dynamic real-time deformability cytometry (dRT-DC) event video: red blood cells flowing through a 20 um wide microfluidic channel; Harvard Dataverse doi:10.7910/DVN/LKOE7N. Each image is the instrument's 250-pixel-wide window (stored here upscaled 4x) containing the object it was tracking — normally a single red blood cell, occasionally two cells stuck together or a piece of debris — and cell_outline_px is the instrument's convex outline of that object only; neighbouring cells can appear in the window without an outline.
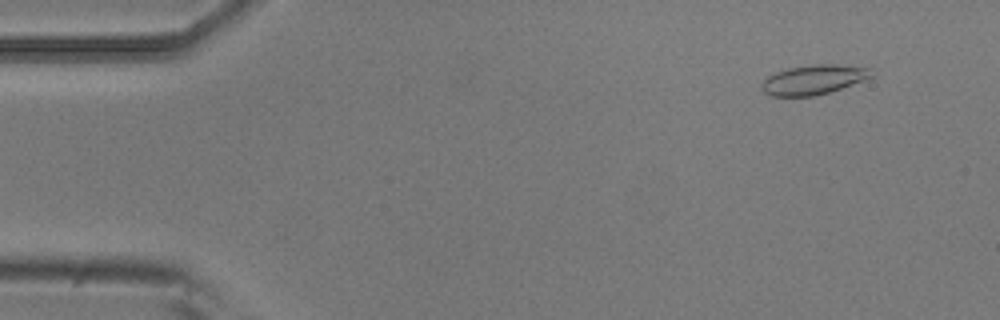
{"species": "common noctule bat (a hibernating species)", "species_latin": "Nyctalus noctula", "temperature_condition": "room temperature", "stored_images_in_passage": 4, "camera_frame_rate_fps": 3000, "um_per_image_px": 0.085, "animal": {"sex": "male", "body_mass_g": 20.5, "forearm_length_mm": 52.5}, "frame": {"image": 1, "passage_image": 2, "time_ms": 0.333, "image_size_px": [1000, 320], "cell_outline_px": [[872, 76], [864, 80], [816, 96], [772, 96], [764, 92], [760, 88], [760, 84], [768, 76], [776, 72], [788, 68], [812, 64], [836, 64], [872, 68]], "centroid_in_image_um": [69.13, 6.76], "position_along_channel_um": 15.9, "area_um2": 18.9}}
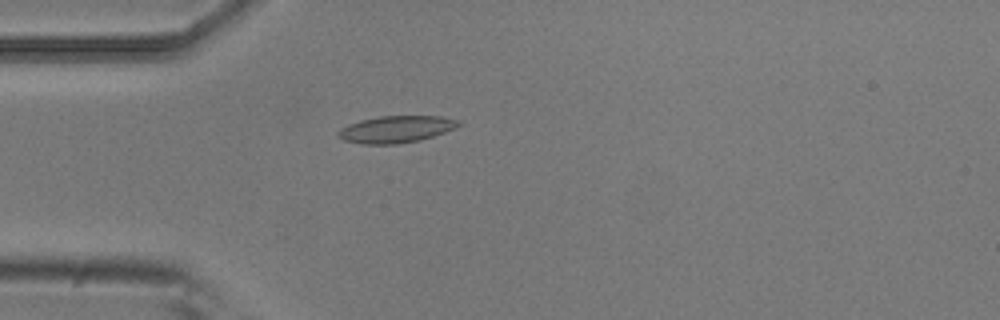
{"frame": {"image": 2, "passage_image": 4, "time_ms": 1.0, "image_size_px": [1000, 320], "cell_outline_px": [[460, 124], [456, 128], [420, 140], [396, 144], [364, 144], [344, 140], [336, 132], [340, 128], [348, 124], [360, 120], [380, 116], [440, 116], [460, 120]], "centroid_in_image_um": [33.66, 10.98], "position_along_channel_um": 51.3, "area_um2": 18.79}}